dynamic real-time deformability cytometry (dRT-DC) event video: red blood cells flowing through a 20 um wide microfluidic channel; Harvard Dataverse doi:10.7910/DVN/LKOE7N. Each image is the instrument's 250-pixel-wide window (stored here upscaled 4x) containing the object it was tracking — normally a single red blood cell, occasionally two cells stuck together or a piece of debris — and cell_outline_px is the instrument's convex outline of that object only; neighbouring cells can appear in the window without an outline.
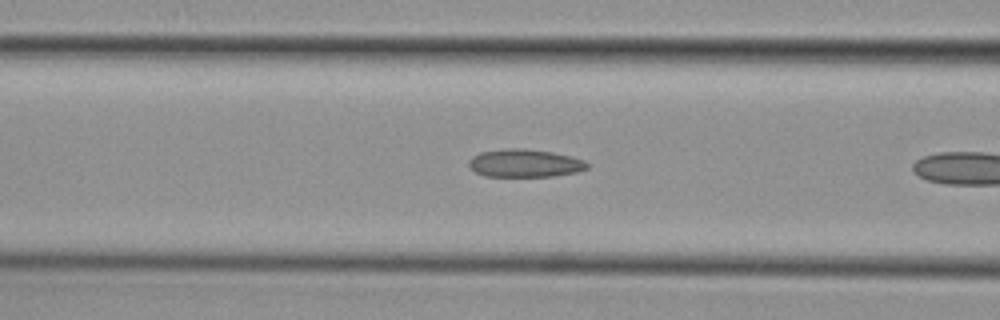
{"species": "common noctule bat (a hibernating species)", "species_latin": "Nyctalus noctula", "temperature_condition": "cold", "stored_images_in_passage": 29, "camera_frame_rate_fps": 3000, "um_per_image_px": 0.085, "animal": {"sex": "female", "body_mass_g": 29.2, "forearm_length_mm": 56.3}, "frame": {"image": 1, "passage_image": 8, "time_ms": 2.333, "image_size_px": [1000, 320], "cell_outline_px": [[588, 168], [576, 172], [552, 176], [484, 176], [476, 172], [468, 164], [468, 160], [472, 156], [480, 152], [508, 148], [524, 148], [552, 152], [572, 156], [584, 160], [588, 164]], "centroid_in_image_um": [44.6, 13.86], "position_along_channel_um": 122.0, "area_um2": 19.25}}
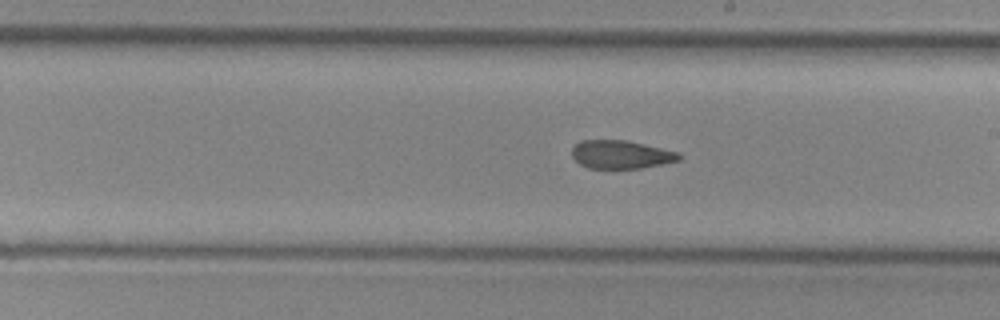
{"frame": {"image": 2, "passage_image": 17, "time_ms": 5.333, "image_size_px": [1000, 320], "cell_outline_px": [[684, 156], [680, 160], [640, 168], [588, 168], [580, 164], [572, 156], [572, 148], [580, 140], [624, 140], [644, 144], [680, 152]], "centroid_in_image_um": [52.8, 13.13], "position_along_channel_um": 236.2, "area_um2": 17.63}}
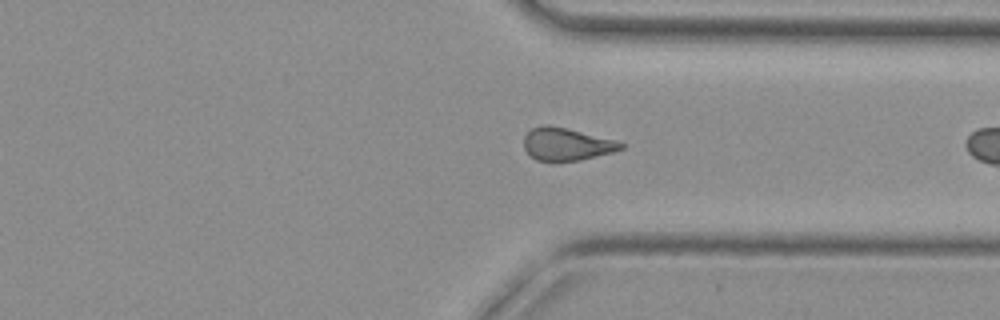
{"frame": {"image": 3, "passage_image": 27, "time_ms": 8.667, "image_size_px": [1000, 320], "cell_outline_px": [[624, 148], [612, 152], [580, 160], [536, 160], [524, 148], [524, 136], [532, 128], [540, 124], [548, 124], [616, 140], [624, 144]], "centroid_in_image_um": [48.15, 12.23], "position_along_channel_um": 363.3, "area_um2": 18.15}}